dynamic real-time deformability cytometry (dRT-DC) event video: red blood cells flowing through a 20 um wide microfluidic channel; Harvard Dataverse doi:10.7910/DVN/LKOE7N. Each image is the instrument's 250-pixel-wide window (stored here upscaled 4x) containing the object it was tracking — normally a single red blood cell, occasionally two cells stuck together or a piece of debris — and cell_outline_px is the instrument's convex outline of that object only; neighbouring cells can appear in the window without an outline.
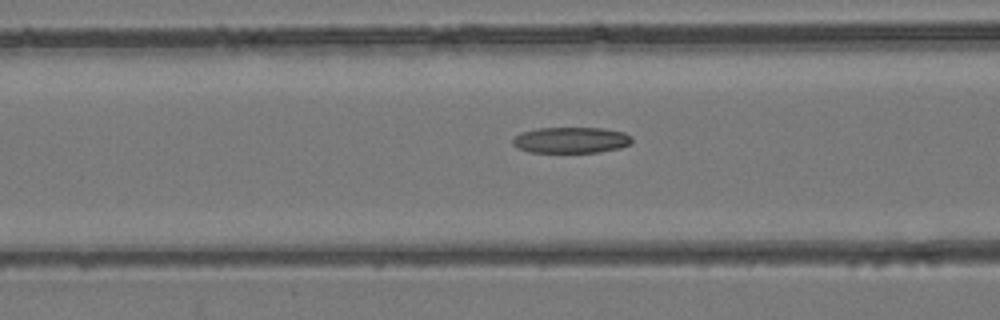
{"species": "common noctule bat (a hibernating species)", "species_latin": "Nyctalus noctula", "temperature_condition": "room temperature", "stored_images_in_passage": 41, "camera_frame_rate_fps": 3000, "um_per_image_px": 0.085, "animal": {"sex": "female", "body_mass_g": 24.6, "forearm_length_mm": 56.2}, "frame": {"image": 1, "passage_image": 15, "time_ms": 4.667, "image_size_px": [1000, 320], "cell_outline_px": [[632, 140], [628, 144], [620, 148], [600, 152], [528, 152], [516, 148], [512, 144], [512, 140], [520, 132], [536, 128], [604, 128], [624, 132], [632, 136]], "centroid_in_image_um": [48.51, 11.9], "position_along_channel_um": 118.1, "area_um2": 18.21}}
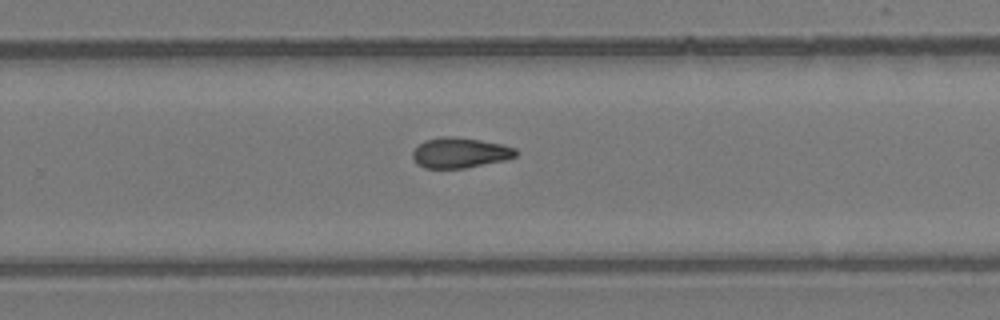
{"frame": {"image": 2, "passage_image": 26, "time_ms": 8.333, "image_size_px": [1000, 320], "cell_outline_px": [[516, 156], [508, 160], [464, 168], [424, 168], [416, 164], [412, 156], [412, 152], [424, 140], [440, 136], [452, 136], [480, 140], [500, 144], [516, 148]], "centroid_in_image_um": [39.08, 12.99], "position_along_channel_um": 290.7, "area_um2": 18.32}}
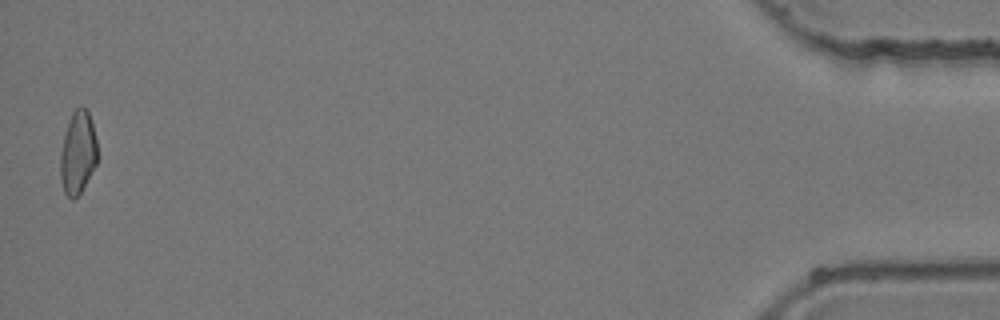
{"frame": {"image": 3, "passage_image": 41, "time_ms": 13.333, "image_size_px": [1000, 320], "cell_outline_px": [[100, 156], [96, 164], [80, 192], [72, 200], [64, 192], [60, 176], [60, 152], [64, 132], [72, 112], [80, 104], [88, 108]], "centroid_in_image_um": [6.62, 12.92], "position_along_channel_um": 428.6, "area_um2": 18.21}}